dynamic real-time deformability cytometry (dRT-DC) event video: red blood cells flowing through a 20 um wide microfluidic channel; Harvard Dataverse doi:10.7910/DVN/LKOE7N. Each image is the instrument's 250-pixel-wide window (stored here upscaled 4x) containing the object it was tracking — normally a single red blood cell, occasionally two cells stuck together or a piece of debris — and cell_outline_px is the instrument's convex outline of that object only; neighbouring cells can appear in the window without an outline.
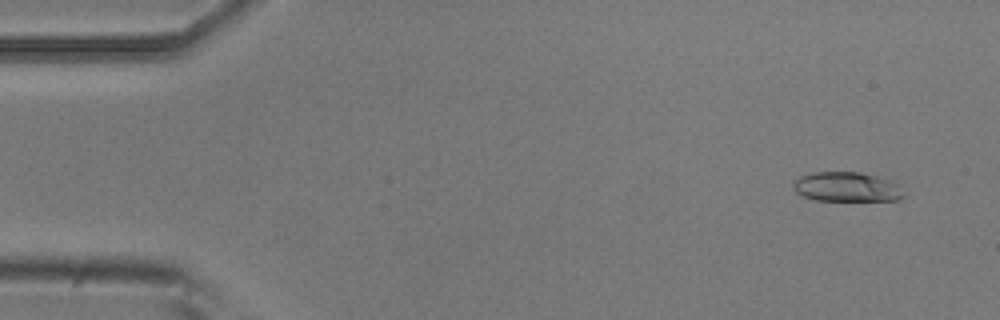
{"species": "common noctule bat (a hibernating species)", "species_latin": "Nyctalus noctula", "temperature_condition": "room temperature", "stored_images_in_passage": 51, "camera_frame_rate_fps": 3000, "um_per_image_px": 0.085, "animal": {"sex": "male", "body_mass_g": 20.5, "forearm_length_mm": 52.5}, "frame": {"image": 1, "passage_image": 1, "time_ms": 0.0, "image_size_px": [1000, 320], "cell_outline_px": [[904, 196], [896, 200], [816, 200], [804, 196], [796, 192], [792, 188], [792, 184], [800, 176], [812, 172], [860, 172], [892, 180], [896, 184]], "centroid_in_image_um": [71.93, 15.88], "position_along_channel_um": 13.1, "area_um2": 18.84}}
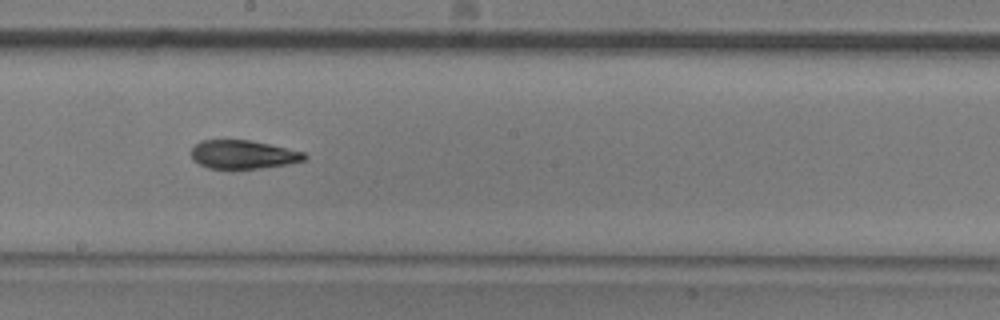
{"frame": {"image": 2, "passage_image": 27, "time_ms": 8.667, "image_size_px": [1000, 320], "cell_outline_px": [[308, 156], [304, 160], [288, 164], [260, 168], [208, 168], [192, 160], [192, 148], [200, 140], [248, 140], [268, 144], [304, 152]], "centroid_in_image_um": [20.65, 13.13], "position_along_channel_um": 227.5, "area_um2": 18.61}}
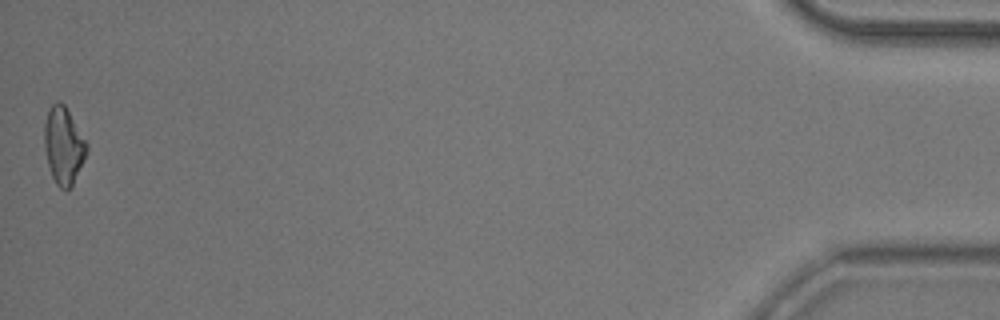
{"frame": {"image": 3, "passage_image": 51, "time_ms": 16.667, "image_size_px": [1000, 320], "cell_outline_px": [[88, 152], [72, 184], [68, 188], [60, 188], [56, 184], [52, 176], [48, 164], [44, 148], [44, 124], [48, 112], [52, 104], [56, 100], [60, 100], [64, 104], [88, 144]], "centroid_in_image_um": [5.4, 12.34], "position_along_channel_um": 429.8, "area_um2": 18.84}, "authors_computed_cell_mechanics": {"area_um2": 19.1318, "velocity_mm_per_s": 3.7375, "shape_relaxation_time_tau1_ms": 5.1274, "shape_relaxation_time_tau2_ms": 3.6199, "deformation_change_tau1": 0.1596, "deformation_change_tau2": 0.1178}}